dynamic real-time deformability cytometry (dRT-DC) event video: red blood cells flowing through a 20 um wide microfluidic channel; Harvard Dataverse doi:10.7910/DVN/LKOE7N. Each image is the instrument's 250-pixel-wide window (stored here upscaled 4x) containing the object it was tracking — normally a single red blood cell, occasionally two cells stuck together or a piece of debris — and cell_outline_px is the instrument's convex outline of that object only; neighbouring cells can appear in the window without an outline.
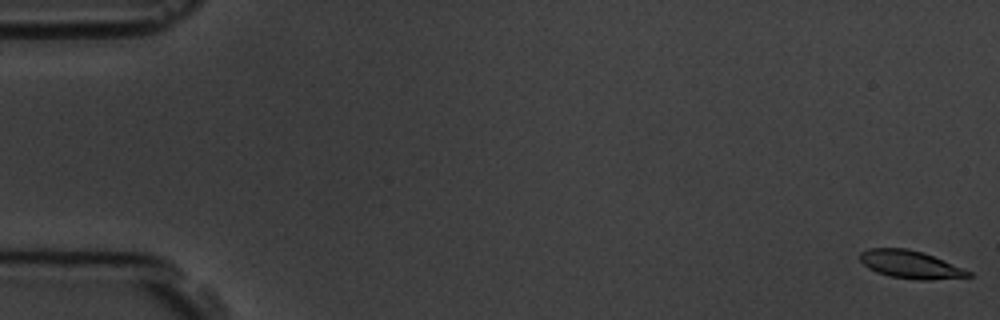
{"species": "common noctule bat (a hibernating species)", "species_latin": "Nyctalus noctula", "temperature_condition": "room temperature", "stored_images_in_passage": 7, "camera_frame_rate_fps": 3000, "um_per_image_px": 0.085, "animal": {"sex": "male", "body_mass_g": 19.5, "forearm_length_mm": 54.6}, "frame": {"image": 1, "passage_image": 1, "time_ms": 0.0, "image_size_px": [1000, 320], "cell_outline_px": [[972, 276], [932, 280], [916, 280], [888, 276], [876, 272], [868, 268], [860, 260], [860, 252], [868, 248], [908, 248], [924, 252], [972, 272]], "centroid_in_image_um": [77.37, 22.48], "position_along_channel_um": 7.6, "area_um2": 17.69}}
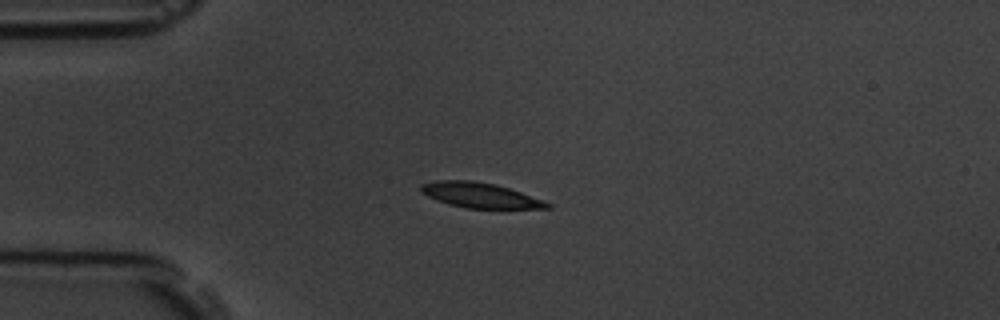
{"frame": {"image": 2, "passage_image": 5, "time_ms": 4.667, "image_size_px": [1000, 320], "cell_outline_px": [[552, 208], [464, 208], [448, 204], [436, 200], [420, 192], [420, 184], [436, 180], [472, 180], [496, 184], [520, 192], [552, 204]], "centroid_in_image_um": [40.74, 16.59], "position_along_channel_um": 44.3, "area_um2": 18.44}}
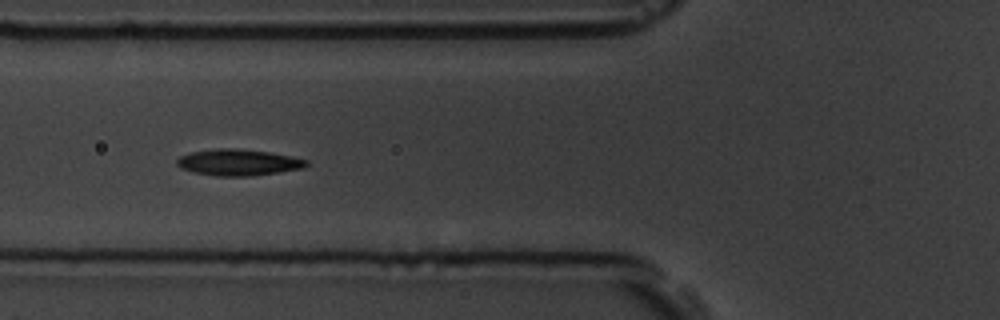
{"frame": {"image": 3, "passage_image": 7, "time_ms": 7.0, "image_size_px": [1000, 320], "cell_outline_px": [[308, 164], [304, 168], [280, 172], [252, 176], [216, 176], [192, 172], [180, 168], [176, 164], [176, 160], [180, 156], [192, 152], [216, 148], [232, 148], [268, 152], [292, 156], [308, 160]], "centroid_in_image_um": [20.25, 13.81], "position_along_channel_um": 105.5, "area_um2": 19.94}}